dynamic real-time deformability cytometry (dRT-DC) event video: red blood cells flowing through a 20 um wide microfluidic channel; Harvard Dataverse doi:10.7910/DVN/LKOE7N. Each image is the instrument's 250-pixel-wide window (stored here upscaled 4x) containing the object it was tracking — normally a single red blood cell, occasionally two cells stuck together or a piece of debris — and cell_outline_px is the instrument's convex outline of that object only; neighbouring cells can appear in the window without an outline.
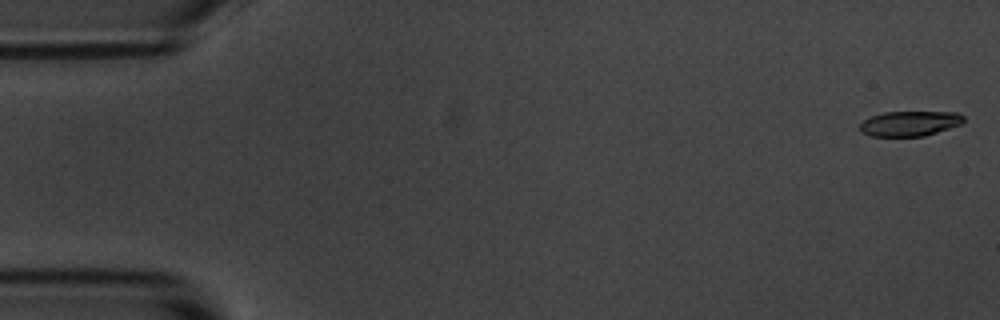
{"species": "common noctule bat (a hibernating species)", "species_latin": "Nyctalus noctula", "temperature_condition": "room temperature", "stored_images_in_passage": 56, "camera_frame_rate_fps": 3000, "um_per_image_px": 0.085, "animal": {"sex": "male", "body_mass_g": 20.1, "forearm_length_mm": 53.5}, "frame": {"image": 1, "passage_image": 1, "time_ms": 0.0, "image_size_px": [1000, 320], "cell_outline_px": [[964, 120], [960, 124], [924, 136], [872, 136], [860, 132], [860, 124], [864, 120], [872, 116], [884, 112], [960, 112], [964, 116]], "centroid_in_image_um": [77.32, 10.49], "position_along_channel_um": 7.7, "area_um2": 15.03}}
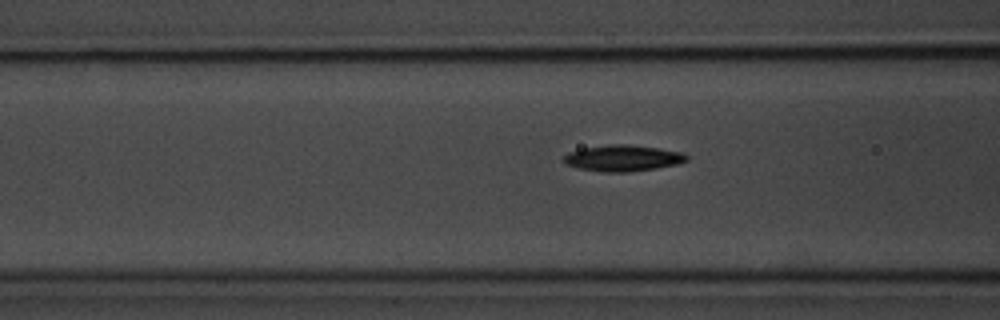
{"frame": {"image": 2, "passage_image": 21, "time_ms": 6.667, "image_size_px": [1000, 320], "cell_outline_px": [[688, 160], [676, 164], [656, 168], [628, 172], [604, 172], [580, 168], [564, 164], [560, 160], [568, 152], [584, 148], [608, 144], [628, 144], [660, 148], [680, 152], [688, 156]], "centroid_in_image_um": [52.9, 13.43], "position_along_channel_um": 113.7, "area_um2": 18.79}}
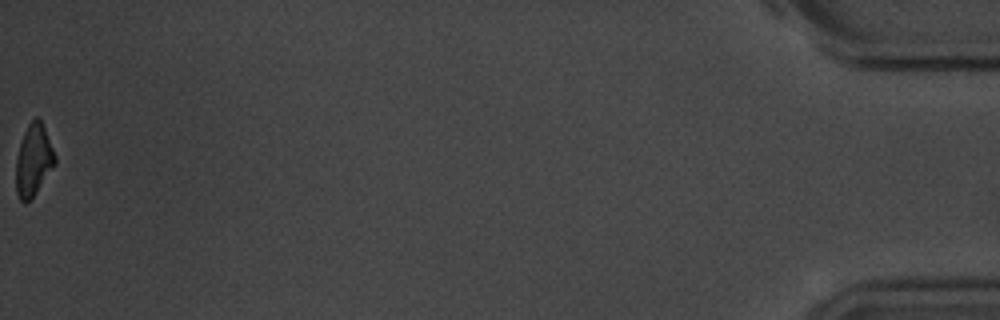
{"frame": {"image": 3, "passage_image": 56, "time_ms": 18.333, "image_size_px": [1000, 320], "cell_outline_px": [[56, 164], [32, 200], [24, 204], [20, 200], [16, 192], [16, 160], [20, 144], [24, 132], [28, 124], [36, 116], [40, 120], [44, 128], [56, 156]], "centroid_in_image_um": [2.85, 13.68], "position_along_channel_um": 432.3, "area_um2": 16.42}, "authors_computed_cell_mechanics": {"area_um2": 17.3978, "velocity_mm_per_s": 3.5974, "shape_relaxation_time_tau1_ms": 3.1935, "shape_relaxation_time_tau2_ms": 5.3864, "deformation_change_tau1": 0.1312, "deformation_change_tau2": 0.1272}}